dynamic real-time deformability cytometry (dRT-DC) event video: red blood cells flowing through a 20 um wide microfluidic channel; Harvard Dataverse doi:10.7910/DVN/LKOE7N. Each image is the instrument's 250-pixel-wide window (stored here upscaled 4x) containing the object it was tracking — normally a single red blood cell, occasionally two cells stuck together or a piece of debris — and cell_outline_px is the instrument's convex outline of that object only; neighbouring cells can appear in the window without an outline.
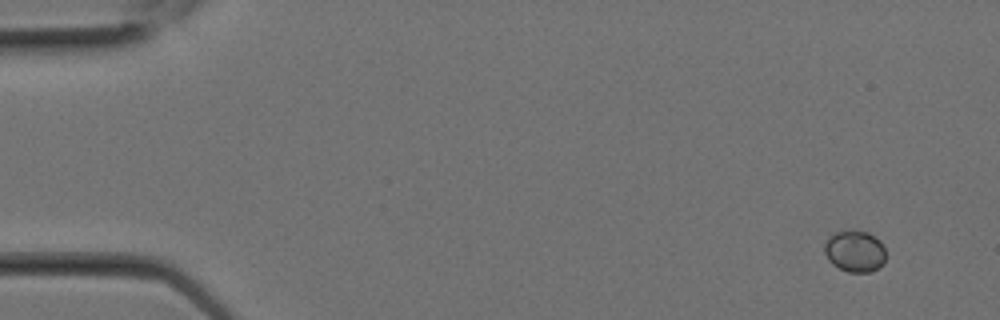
{"species": "Egyptian fruit bat (a non-hibernating species)", "species_latin": "Rousettus aegyptiacus", "temperature_condition": "room temperature", "stored_images_in_passage": 2, "camera_frame_rate_fps": 3000, "um_per_image_px": 0.085, "animal": {"sex": "female"}, "frame": {"image": 1, "passage_image": 1, "time_ms": 0.0, "image_size_px": [1000, 320], "cell_outline_px": [[884, 260], [876, 268], [868, 272], [848, 272], [832, 264], [828, 260], [824, 252], [824, 244], [828, 236], [836, 232], [868, 232], [880, 240], [884, 248]], "centroid_in_image_um": [72.62, 21.36], "position_along_channel_um": 12.4, "area_um2": 14.51}}
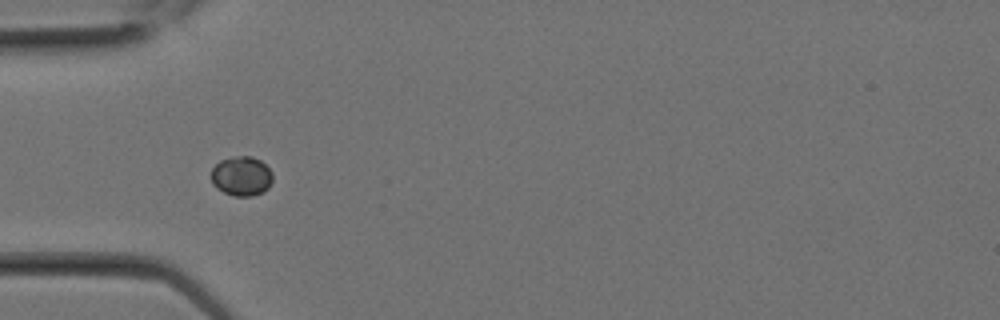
{"frame": {"image": 2, "passage_image": 2, "time_ms": 0.333, "image_size_px": [1000, 320], "cell_outline_px": [[272, 180], [268, 188], [264, 192], [252, 196], [232, 196], [216, 188], [212, 184], [212, 168], [220, 160], [236, 156], [252, 156], [260, 160], [272, 172]], "centroid_in_image_um": [20.53, 14.98], "position_along_channel_um": 64.5, "area_um2": 14.22}}